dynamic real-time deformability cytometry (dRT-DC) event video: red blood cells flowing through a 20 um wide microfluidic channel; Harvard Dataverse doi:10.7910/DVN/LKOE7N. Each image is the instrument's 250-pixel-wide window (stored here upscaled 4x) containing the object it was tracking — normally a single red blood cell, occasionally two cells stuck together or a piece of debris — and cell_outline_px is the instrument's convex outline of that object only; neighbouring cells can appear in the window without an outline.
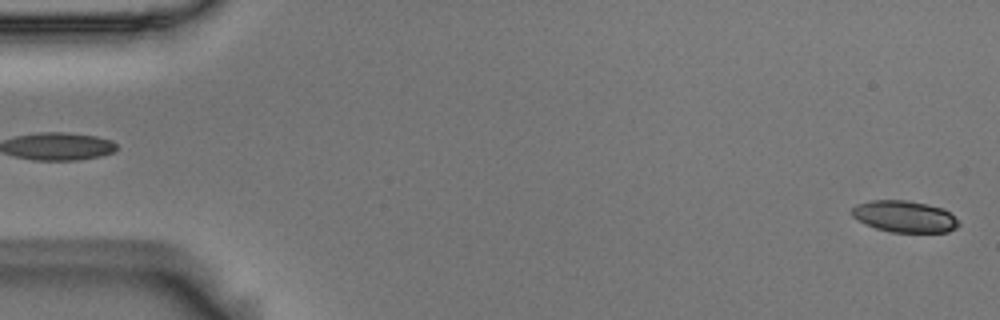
{"species": "Egyptian fruit bat (a non-hibernating species)", "species_latin": "Rousettus aegyptiacus", "temperature_condition": "room temperature", "stored_images_in_passage": 56, "camera_frame_rate_fps": 3000, "um_per_image_px": 0.085, "animal": {"sex": "male"}, "frame": {"image": 1, "passage_image": 1, "time_ms": 0.0, "image_size_px": [1000, 320], "cell_outline_px": [[960, 224], [956, 228], [948, 232], [892, 232], [876, 228], [864, 224], [852, 216], [852, 208], [856, 204], [872, 200], [904, 200], [928, 204], [944, 208]], "centroid_in_image_um": [76.86, 18.4], "position_along_channel_um": 8.1, "area_um2": 19.59}}
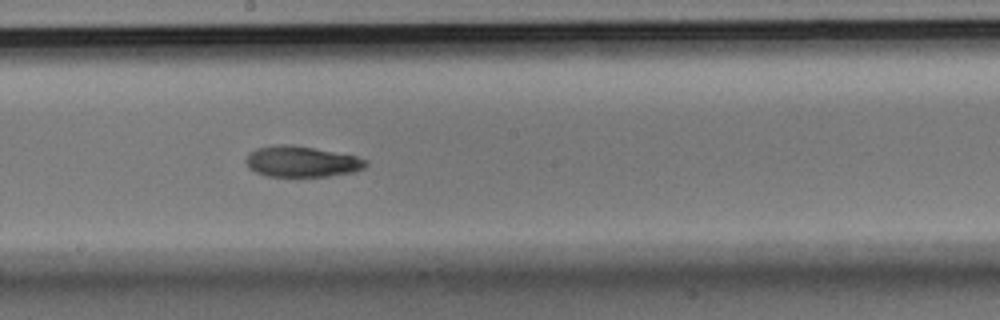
{"frame": {"image": 2, "passage_image": 30, "time_ms": 9.667, "image_size_px": [1000, 320], "cell_outline_px": [[368, 164], [364, 168], [356, 172], [328, 176], [296, 180], [268, 176], [256, 172], [248, 168], [244, 160], [248, 152], [256, 148], [280, 144], [288, 144], [312, 148], [356, 156], [368, 160]], "centroid_in_image_um": [25.61, 13.79], "position_along_channel_um": 222.6, "area_um2": 22.48}}
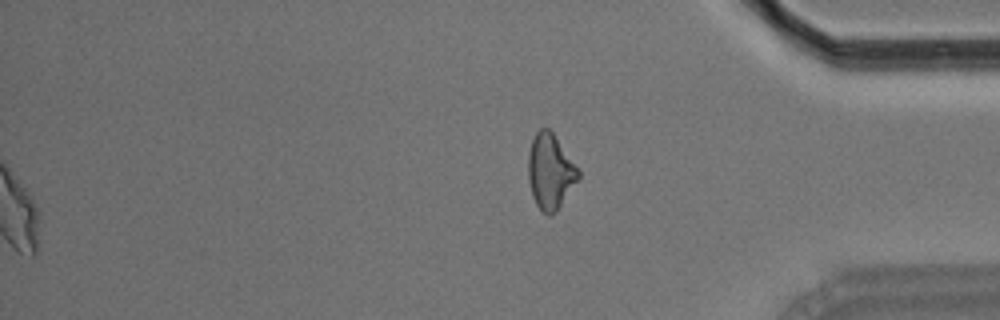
{"frame": {"image": 3, "passage_image": 56, "time_ms": 18.333, "image_size_px": [1000, 320], "cell_outline_px": [[580, 180], [556, 212], [548, 216], [536, 204], [532, 196], [528, 180], [528, 152], [532, 140], [536, 132], [540, 128], [548, 128], [552, 132], [580, 172]], "centroid_in_image_um": [46.77, 14.61], "position_along_channel_um": 388.4, "area_um2": 21.96}, "authors_computed_cell_mechanics": {"area_um2": 21.6172, "velocity_mm_per_s": 3.6497, "shape_relaxation_time_tau1_ms": 3.6866, "shape_relaxation_time_tau2_ms": 5.0962, "deformation_change_tau1": 0.1535, "deformation_change_tau2": 0.1228}}